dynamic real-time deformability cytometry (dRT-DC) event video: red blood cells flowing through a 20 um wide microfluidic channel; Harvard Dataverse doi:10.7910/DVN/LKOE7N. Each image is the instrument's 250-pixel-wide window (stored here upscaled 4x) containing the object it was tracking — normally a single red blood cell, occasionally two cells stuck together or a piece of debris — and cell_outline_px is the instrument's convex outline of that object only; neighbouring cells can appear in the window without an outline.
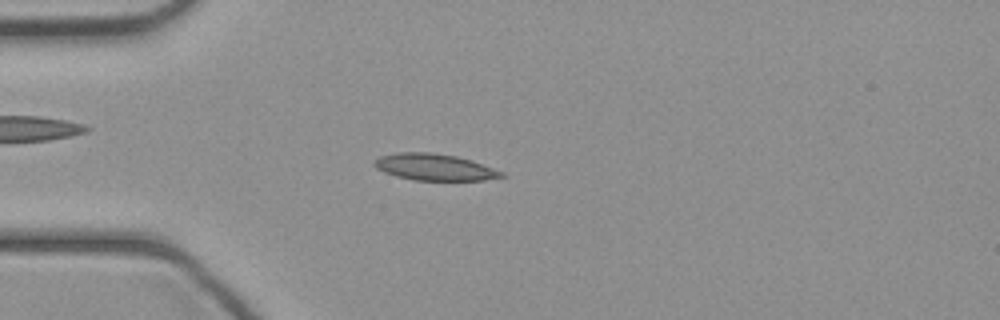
{"species": "common noctule bat (a hibernating species)", "species_latin": "Nyctalus noctula", "temperature_condition": "cold", "stored_images_in_passage": 43, "camera_frame_rate_fps": 3000, "um_per_image_px": 0.085, "animal": {"sex": "female", "body_mass_g": 21.9}, "frame": {"image": 1, "passage_image": 11, "time_ms": 3.333, "image_size_px": [1000, 320], "cell_outline_px": [[504, 176], [484, 180], [416, 180], [396, 176], [384, 172], [376, 168], [372, 164], [380, 156], [396, 152], [432, 152], [456, 156], [472, 160], [504, 172]], "centroid_in_image_um": [36.92, 14.19], "position_along_channel_um": 48.1, "area_um2": 19.65}}
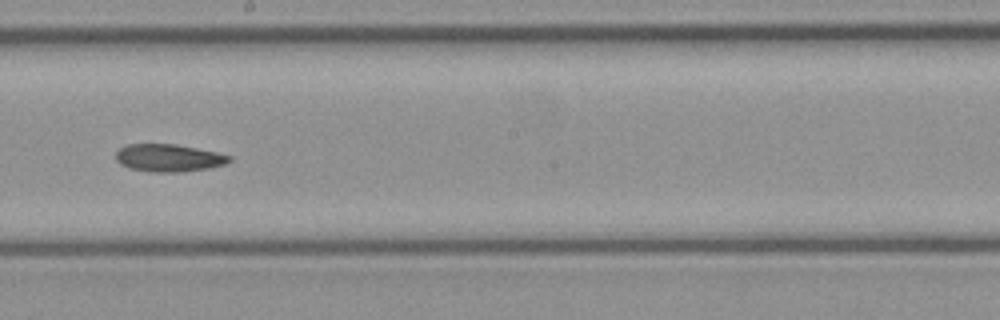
{"frame": {"image": 2, "passage_image": 24, "time_ms": 7.667, "image_size_px": [1000, 320], "cell_outline_px": [[232, 160], [224, 164], [208, 168], [180, 172], [148, 172], [128, 168], [120, 164], [116, 160], [116, 152], [120, 148], [128, 144], [176, 144], [216, 152], [232, 156]], "centroid_in_image_um": [14.32, 13.42], "position_along_channel_um": 233.9, "area_um2": 18.26}}
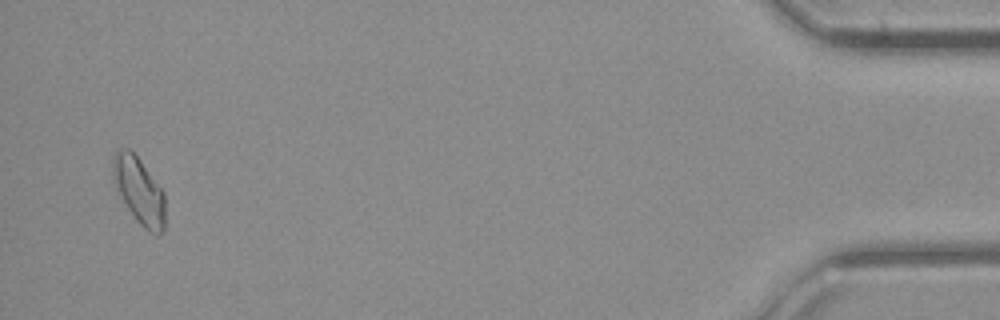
{"frame": {"image": 3, "passage_image": 42, "time_ms": 13.667, "image_size_px": [1000, 320], "cell_outline_px": [[164, 228], [160, 236], [156, 236], [148, 232], [136, 220], [120, 196], [112, 176], [112, 156], [116, 148], [128, 148], [140, 160], [164, 192]], "centroid_in_image_um": [11.81, 16.21], "position_along_channel_um": 423.4, "area_um2": 20.35}}